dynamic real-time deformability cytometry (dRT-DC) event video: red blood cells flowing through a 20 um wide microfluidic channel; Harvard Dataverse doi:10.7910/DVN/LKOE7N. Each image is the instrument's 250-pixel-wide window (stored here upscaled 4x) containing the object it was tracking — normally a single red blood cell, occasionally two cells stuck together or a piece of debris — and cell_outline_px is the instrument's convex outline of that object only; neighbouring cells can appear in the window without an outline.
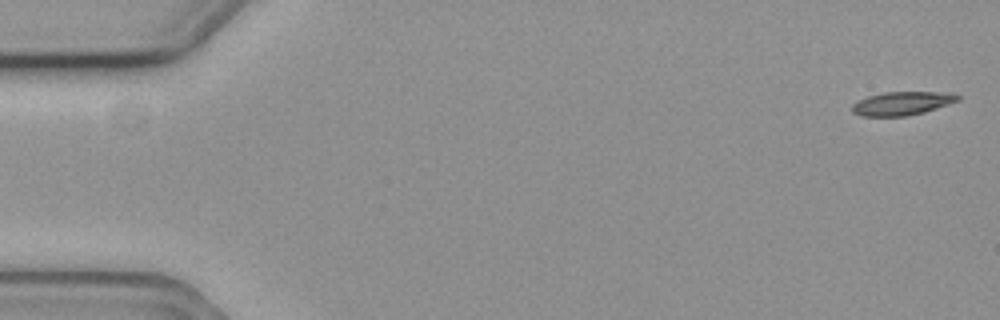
{"species": "common noctule bat (a hibernating species)", "species_latin": "Nyctalus noctula", "temperature_condition": "cold", "stored_images_in_passage": 11, "camera_frame_rate_fps": 3000, "um_per_image_px": 0.085, "animal": {"sex": "female", "body_mass_g": 19.3, "forearm_length_mm": 54.1}, "frame": {"image": 1, "passage_image": 1, "time_ms": 0.0, "image_size_px": [1000, 320], "cell_outline_px": [[960, 100], [924, 112], [904, 116], [860, 116], [852, 112], [852, 104], [868, 96], [884, 92], [952, 92], [960, 96]], "centroid_in_image_um": [76.69, 8.78], "position_along_channel_um": 8.3, "area_um2": 14.45}}
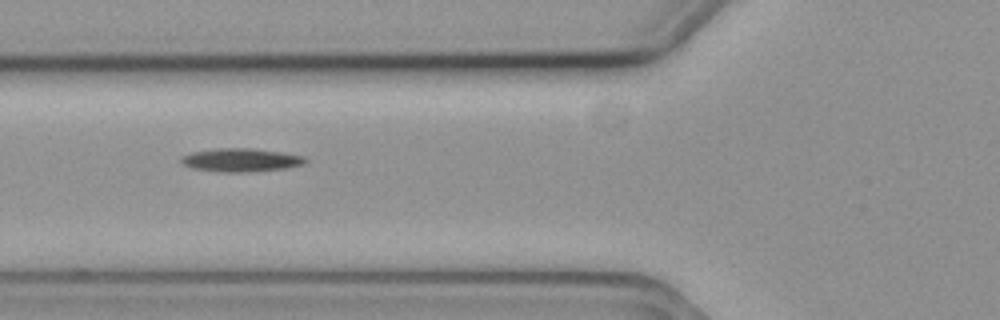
{"frame": {"image": 2, "passage_image": 6, "time_ms": 1.667, "image_size_px": [1000, 320], "cell_outline_px": [[308, 160], [304, 164], [288, 168], [248, 172], [220, 172], [192, 168], [184, 164], [180, 160], [180, 156], [192, 152], [216, 148], [252, 148], [280, 152], [304, 156]], "centroid_in_image_um": [20.48, 13.6], "position_along_channel_um": 105.3, "area_um2": 16.99}}
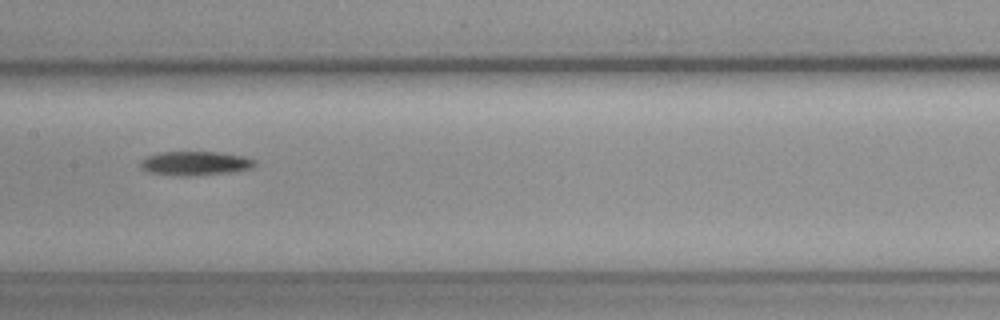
{"frame": {"image": 3, "passage_image": 8, "time_ms": 2.333, "image_size_px": [1000, 320], "cell_outline_px": [[256, 164], [252, 168], [228, 172], [184, 176], [148, 172], [140, 168], [140, 160], [144, 156], [160, 152], [220, 152], [244, 156], [256, 160]], "centroid_in_image_um": [16.55, 13.86], "position_along_channel_um": 190.8, "area_um2": 16.01}}